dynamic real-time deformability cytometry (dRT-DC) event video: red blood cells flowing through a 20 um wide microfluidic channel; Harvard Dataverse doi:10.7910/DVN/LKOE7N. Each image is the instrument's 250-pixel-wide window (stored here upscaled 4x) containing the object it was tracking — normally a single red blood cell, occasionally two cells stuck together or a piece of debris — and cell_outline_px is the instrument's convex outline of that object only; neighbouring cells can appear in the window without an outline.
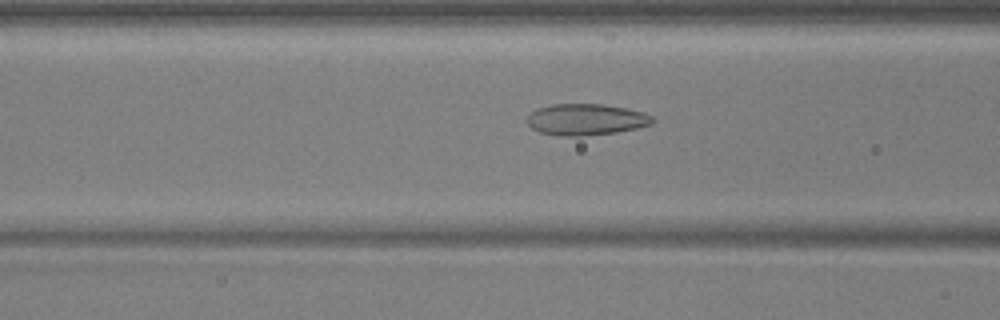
{"species": "common noctule bat (a hibernating species)", "species_latin": "Nyctalus noctula", "temperature_condition": "warm", "stored_images_in_passage": 50, "camera_frame_rate_fps": 3000, "um_per_image_px": 0.085, "animal": {"sex": "male", "body_mass_g": 17.9, "forearm_length_mm": 54.2}, "frame": {"image": 1, "passage_image": 18, "time_ms": 5.667, "image_size_px": [1000, 320], "cell_outline_px": [[652, 124], [636, 128], [616, 132], [580, 136], [560, 136], [540, 132], [532, 128], [528, 124], [528, 116], [536, 108], [552, 104], [600, 104], [624, 108], [644, 112], [652, 116]], "centroid_in_image_um": [49.79, 10.16], "position_along_channel_um": 116.8, "area_um2": 22.72}}
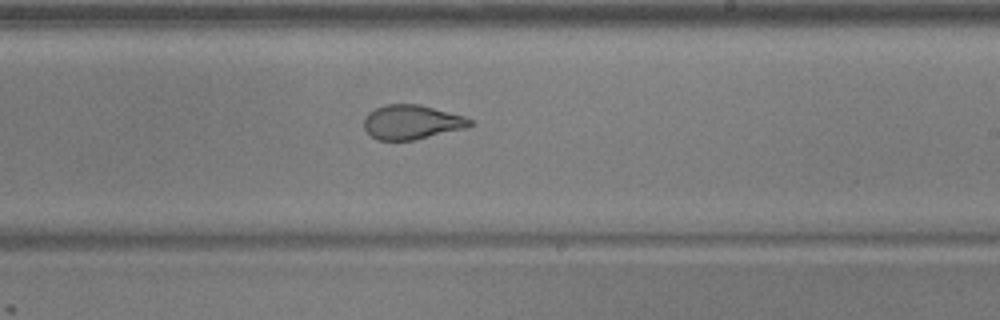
{"frame": {"image": 2, "passage_image": 29, "time_ms": 9.333, "image_size_px": [1000, 320], "cell_outline_px": [[472, 124], [468, 128], [416, 140], [376, 140], [364, 128], [364, 120], [368, 112], [376, 108], [388, 104], [420, 104], [464, 116], [472, 120]], "centroid_in_image_um": [35.02, 10.39], "position_along_channel_um": 254.0, "area_um2": 21.33}}
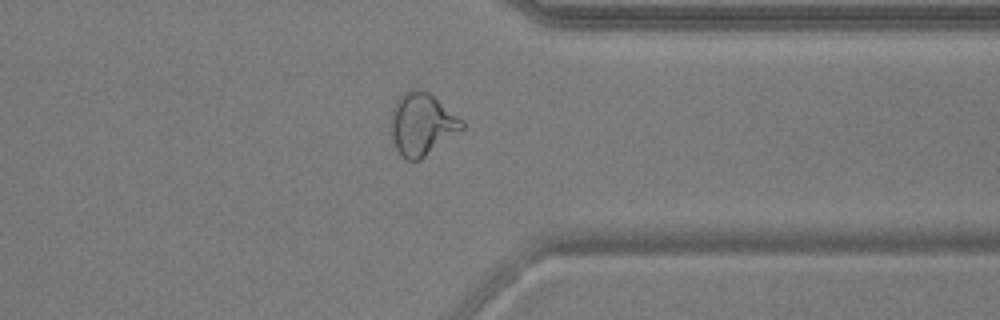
{"frame": {"image": 3, "passage_image": 39, "time_ms": 12.667, "image_size_px": [1000, 320], "cell_outline_px": [[464, 128], [420, 160], [408, 160], [396, 148], [392, 136], [392, 108], [396, 100], [404, 92], [416, 88], [420, 88], [428, 92], [464, 120]], "centroid_in_image_um": [35.88, 10.53], "position_along_channel_um": 375.5, "area_um2": 25.43}, "authors_computed_cell_mechanics": {"area_um2": 23.8136, "velocity_mm_per_s": 3.7407, "shape_relaxation_time_tau1_ms": 6.775, "shape_relaxation_time_tau2_ms": 0.9096, "deformation_change_tau1": 0.2102, "deformation_change_tau2": 0.0828}}